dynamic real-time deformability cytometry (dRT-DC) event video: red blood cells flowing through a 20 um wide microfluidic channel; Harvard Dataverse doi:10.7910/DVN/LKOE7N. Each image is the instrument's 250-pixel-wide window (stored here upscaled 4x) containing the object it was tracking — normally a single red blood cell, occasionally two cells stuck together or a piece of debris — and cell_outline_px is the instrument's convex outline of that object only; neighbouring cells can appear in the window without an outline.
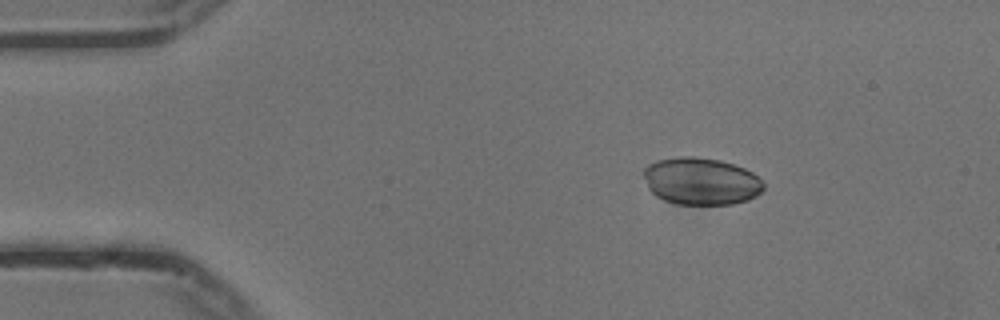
{"species": "common noctule bat (a hibernating species)", "species_latin": "Nyctalus noctula", "temperature_condition": "cold", "stored_images_in_passage": 11, "camera_frame_rate_fps": 3000, "um_per_image_px": 0.085, "animal": {"sex": "male", "body_mass_g": 13.3}, "frame": {"image": 1, "passage_image": 4, "time_ms": 1.0, "image_size_px": [1000, 320], "cell_outline_px": [[764, 188], [756, 196], [748, 200], [732, 204], [676, 204], [664, 200], [656, 196], [648, 188], [644, 176], [644, 168], [648, 164], [656, 160], [676, 156], [696, 156], [720, 160], [744, 168], [752, 172], [764, 184]], "centroid_in_image_um": [59.57, 15.39], "position_along_channel_um": 25.4, "area_um2": 33.12}}